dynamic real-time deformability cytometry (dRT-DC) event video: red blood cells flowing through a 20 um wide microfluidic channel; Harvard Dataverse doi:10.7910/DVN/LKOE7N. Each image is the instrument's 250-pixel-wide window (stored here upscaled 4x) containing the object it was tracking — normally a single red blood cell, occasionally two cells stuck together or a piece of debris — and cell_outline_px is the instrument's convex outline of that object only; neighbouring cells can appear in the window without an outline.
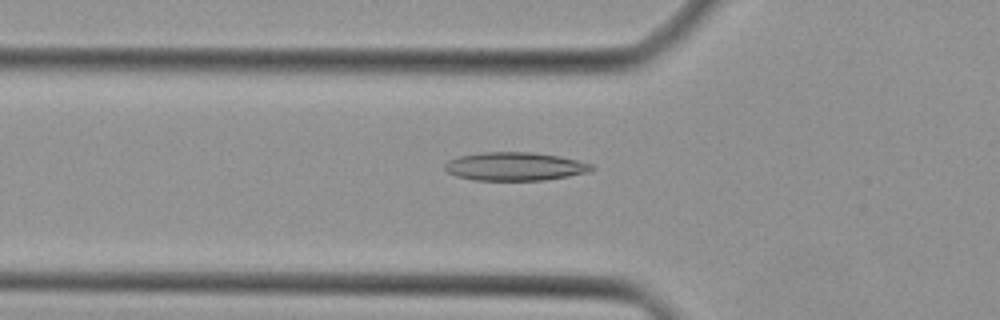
{"species": "Egyptian fruit bat (a non-hibernating species)", "species_latin": "Rousettus aegyptiacus", "temperature_condition": "cold", "stored_images_in_passage": 40, "camera_frame_rate_fps": 3000, "um_per_image_px": 0.085, "animal": {"sex": "female"}, "frame": {"image": 1, "passage_image": 15, "time_ms": 4.667, "image_size_px": [1000, 320], "cell_outline_px": [[596, 168], [592, 172], [544, 180], [472, 180], [456, 176], [448, 172], [444, 168], [444, 164], [448, 160], [460, 156], [480, 152], [532, 152], [560, 156], [592, 164]], "centroid_in_image_um": [43.78, 14.15], "position_along_channel_um": 82.0, "area_um2": 24.45}}
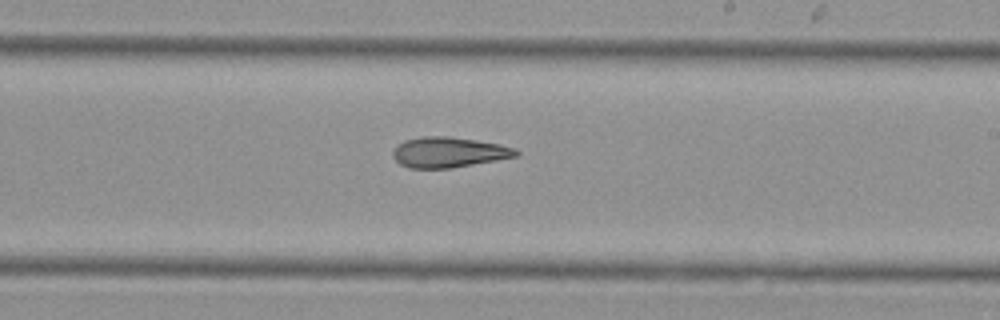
{"frame": {"image": 2, "passage_image": 26, "time_ms": 8.333, "image_size_px": [1000, 320], "cell_outline_px": [[520, 156], [452, 168], [408, 168], [400, 164], [392, 156], [392, 152], [404, 140], [424, 136], [448, 136], [476, 140], [500, 144], [516, 148], [520, 152]], "centroid_in_image_um": [38.19, 12.94], "position_along_channel_um": 250.8, "area_um2": 21.91}}
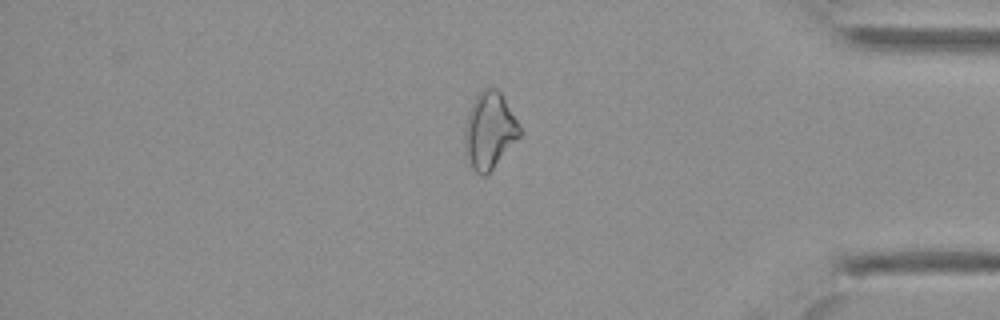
{"frame": {"image": 3, "passage_image": 37, "time_ms": 12.0, "image_size_px": [1000, 320], "cell_outline_px": [[520, 136], [492, 168], [484, 176], [480, 176], [472, 168], [464, 156], [464, 132], [468, 112], [476, 96], [484, 88], [496, 88], [500, 92], [516, 120], [520, 128]], "centroid_in_image_um": [41.55, 11.12], "position_along_channel_um": 393.6, "area_um2": 24.16}}